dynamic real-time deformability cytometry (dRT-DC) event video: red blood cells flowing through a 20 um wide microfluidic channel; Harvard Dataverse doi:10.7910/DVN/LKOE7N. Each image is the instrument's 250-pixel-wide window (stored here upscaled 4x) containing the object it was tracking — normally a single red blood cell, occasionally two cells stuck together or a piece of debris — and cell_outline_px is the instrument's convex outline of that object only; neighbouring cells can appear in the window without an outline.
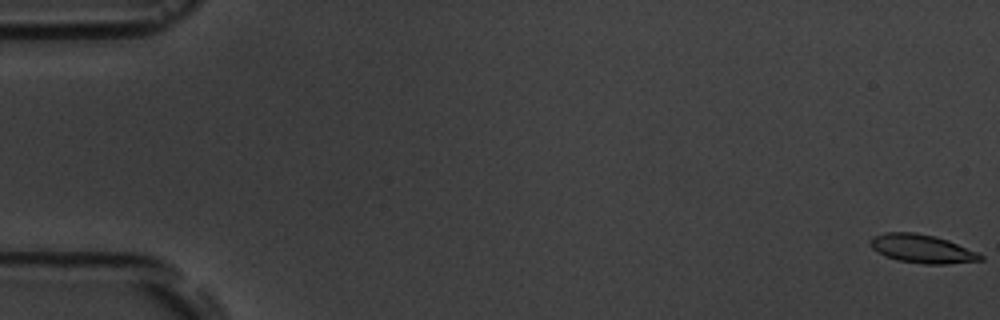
{"species": "common noctule bat (a hibernating species)", "species_latin": "Nyctalus noctula", "temperature_condition": "room temperature", "stored_images_in_passage": 12, "camera_frame_rate_fps": 3000, "um_per_image_px": 0.085, "animal": {"sex": "male", "body_mass_g": 19.5, "forearm_length_mm": 54.6}, "frame": {"image": 1, "passage_image": 1, "time_ms": 0.0, "image_size_px": [1000, 320], "cell_outline_px": [[984, 260], [944, 264], [924, 264], [896, 260], [884, 256], [872, 248], [868, 244], [868, 240], [872, 236], [884, 232], [916, 232], [948, 240], [976, 252], [984, 256]], "centroid_in_image_um": [78.31, 21.14], "position_along_channel_um": 6.7, "area_um2": 18.38}}
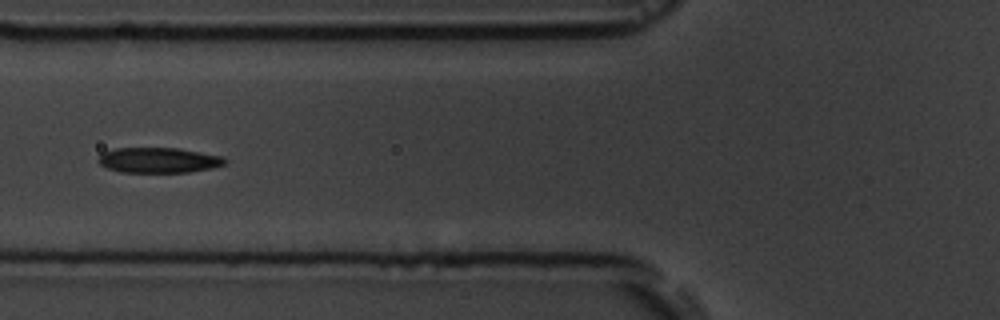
{"frame": {"image": 2, "passage_image": 7, "time_ms": 7.0, "image_size_px": [1000, 320], "cell_outline_px": [[228, 160], [224, 164], [212, 168], [188, 172], [120, 172], [108, 168], [100, 164], [96, 160], [100, 152], [116, 148], [180, 148], [224, 156]], "centroid_in_image_um": [13.47, 13.6], "position_along_channel_um": 112.3, "area_um2": 18.9}}
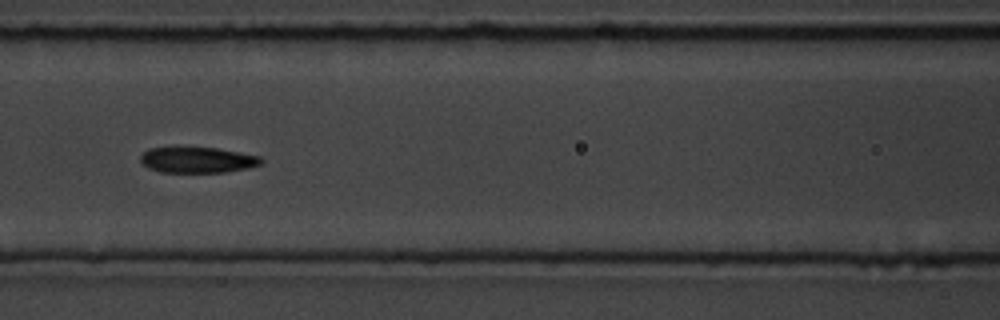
{"frame": {"image": 3, "passage_image": 8, "time_ms": 8.0, "image_size_px": [1000, 320], "cell_outline_px": [[264, 160], [260, 164], [248, 168], [224, 172], [160, 172], [148, 168], [140, 160], [140, 156], [148, 148], [216, 148], [260, 156]], "centroid_in_image_um": [16.79, 13.6], "position_along_channel_um": 149.8, "area_um2": 17.92}}